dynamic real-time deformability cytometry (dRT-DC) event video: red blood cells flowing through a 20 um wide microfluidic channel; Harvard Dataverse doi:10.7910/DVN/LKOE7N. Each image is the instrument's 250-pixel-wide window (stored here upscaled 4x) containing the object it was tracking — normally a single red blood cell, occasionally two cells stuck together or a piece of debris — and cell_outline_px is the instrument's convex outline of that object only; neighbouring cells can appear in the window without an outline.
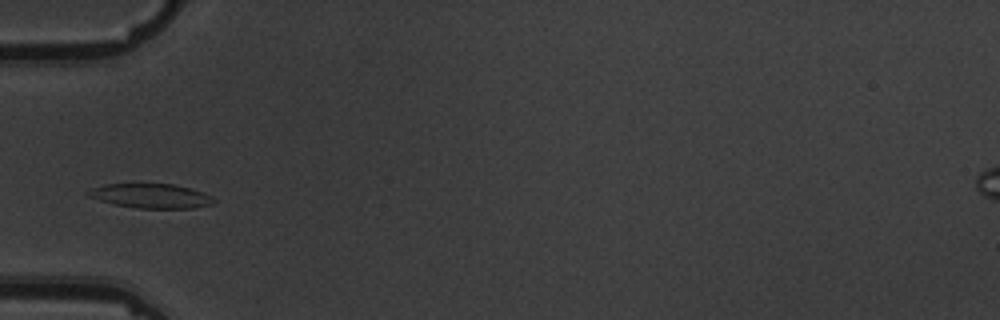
{"species": "common noctule bat (a hibernating species)", "species_latin": "Nyctalus noctula", "temperature_condition": "warm", "stored_images_in_passage": 6, "camera_frame_rate_fps": 3000, "um_per_image_px": 0.085, "animal": {"sex": "male", "body_mass_g": 19.5, "forearm_length_mm": 54.6}, "frame": {"image": 1, "passage_image": 4, "time_ms": 3.333, "image_size_px": [1000, 320], "cell_outline_px": [[216, 200], [212, 204], [192, 208], [136, 208], [116, 204], [100, 200], [88, 196], [84, 192], [92, 188], [104, 184], [172, 184], [192, 188], [204, 192], [212, 196]], "centroid_in_image_um": [12.85, 16.64], "position_along_channel_um": 72.1, "area_um2": 17.86}}
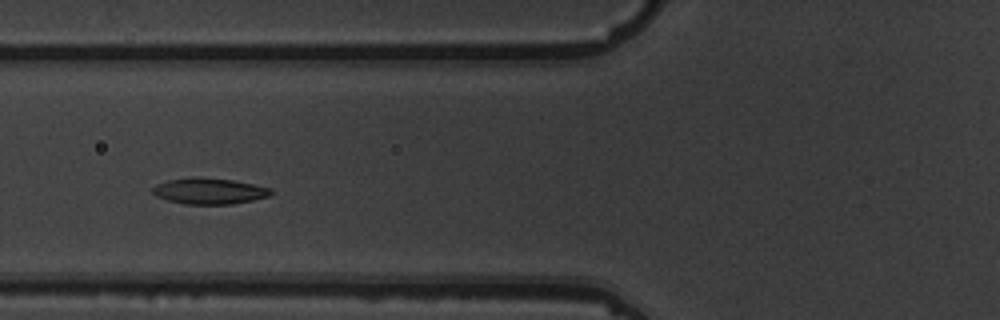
{"frame": {"image": 2, "passage_image": 5, "time_ms": 4.333, "image_size_px": [1000, 320], "cell_outline_px": [[272, 192], [268, 196], [252, 200], [232, 204], [184, 204], [168, 200], [156, 196], [152, 192], [152, 188], [156, 184], [168, 180], [200, 176], [232, 180], [272, 188]], "centroid_in_image_um": [17.76, 16.23], "position_along_channel_um": 108.0, "area_um2": 17.92}}
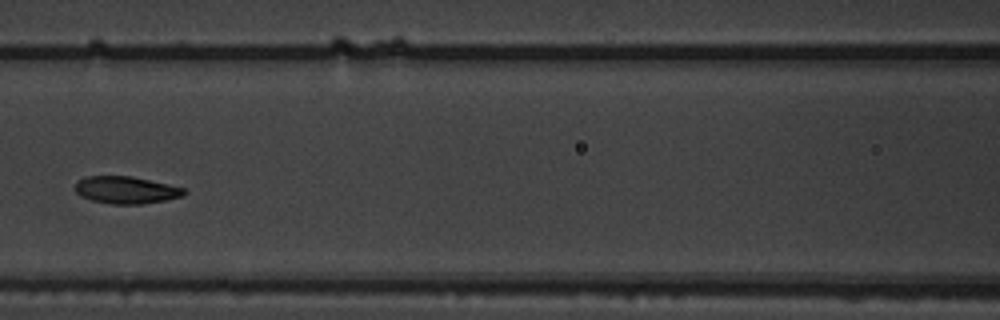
{"frame": {"image": 3, "passage_image": 6, "time_ms": 5.667, "image_size_px": [1000, 320], "cell_outline_px": [[188, 192], [184, 196], [164, 200], [140, 204], [112, 204], [92, 200], [80, 196], [76, 192], [76, 184], [80, 180], [88, 176], [132, 176], [168, 184], [184, 188]], "centroid_in_image_um": [10.75, 16.15], "position_along_channel_um": 155.9, "area_um2": 17.17}}